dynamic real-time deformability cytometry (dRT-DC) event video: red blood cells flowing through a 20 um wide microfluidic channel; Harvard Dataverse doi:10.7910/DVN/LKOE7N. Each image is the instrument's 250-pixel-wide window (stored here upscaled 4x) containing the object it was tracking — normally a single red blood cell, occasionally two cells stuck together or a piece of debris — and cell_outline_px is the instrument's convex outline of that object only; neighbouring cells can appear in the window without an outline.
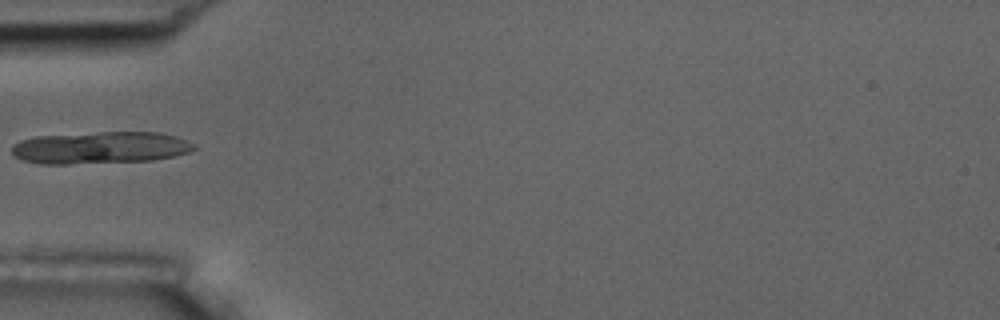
{"species": "common noctule bat (a hibernating species)", "species_latin": "Nyctalus noctula", "temperature_condition": "room temperature", "stored_images_in_passage": 4, "camera_frame_rate_fps": 3000, "um_per_image_px": 0.085, "animal": {"sex": "male", "body_mass_g": 17.5, "forearm_length_mm": 52.3}, "frame": {"image": 1, "passage_image": 3, "time_ms": 0.667, "image_size_px": [1000, 320], "cell_outline_px": [[196, 148], [188, 152], [172, 156], [152, 160], [68, 164], [40, 164], [20, 160], [12, 156], [12, 144], [20, 140], [36, 136], [100, 132], [160, 132], [176, 136], [196, 144]], "centroid_in_image_um": [8.48, 12.55], "position_along_channel_um": 76.5, "area_um2": 34.28}}